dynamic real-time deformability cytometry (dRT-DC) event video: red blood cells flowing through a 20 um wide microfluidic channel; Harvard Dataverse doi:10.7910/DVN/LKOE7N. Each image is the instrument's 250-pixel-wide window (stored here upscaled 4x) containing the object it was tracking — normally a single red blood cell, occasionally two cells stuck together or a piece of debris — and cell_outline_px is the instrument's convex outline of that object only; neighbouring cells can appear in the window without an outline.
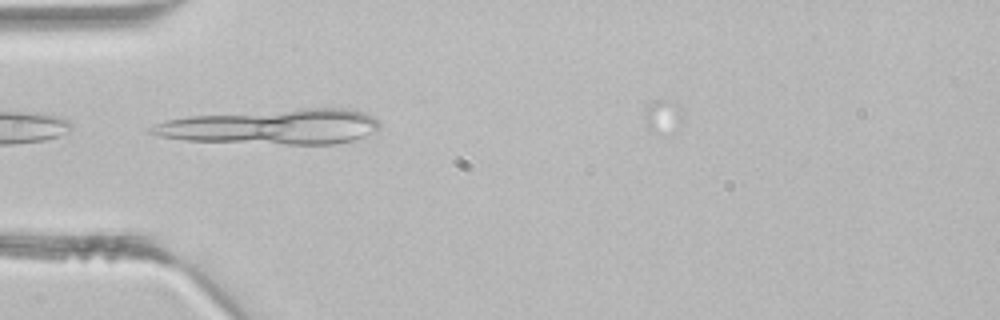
{"species": "common noctule bat (a hibernating species)", "species_latin": "Nyctalus noctula", "temperature_condition": "room temperature", "stored_images_in_passage": 7, "camera_frame_rate_fps": 3000, "um_per_image_px": 0.085, "animal": {"sex": "male", "body_mass_g": 21.5, "forearm_length_mm": 52.0}, "frame": {"image": 1, "passage_image": 4, "time_ms": 1.0, "image_size_px": [1000, 320], "cell_outline_px": [[380, 124], [372, 132], [364, 136], [352, 140], [336, 144], [288, 144], [184, 140], [160, 136], [148, 132], [148, 128], [164, 120], [188, 116], [300, 108], [344, 108], [364, 112], [372, 116]], "centroid_in_image_um": [23.11, 10.76], "position_along_channel_um": 61.9, "area_um2": 46.53}}